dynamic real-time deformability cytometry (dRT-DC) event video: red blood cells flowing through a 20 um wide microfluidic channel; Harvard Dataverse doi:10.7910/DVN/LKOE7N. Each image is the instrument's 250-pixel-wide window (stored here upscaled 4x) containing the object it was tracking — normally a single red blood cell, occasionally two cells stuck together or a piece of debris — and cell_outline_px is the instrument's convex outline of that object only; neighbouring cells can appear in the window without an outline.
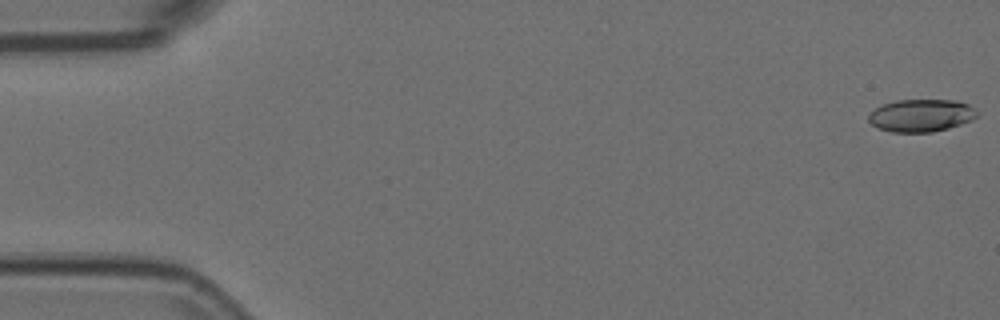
{"species": "Egyptian fruit bat (a non-hibernating species)", "species_latin": "Rousettus aegyptiacus", "temperature_condition": "room temperature", "stored_images_in_passage": 55, "camera_frame_rate_fps": 3000, "um_per_image_px": 0.085, "animal": {"sex": "female"}, "frame": {"image": 1, "passage_image": 1, "time_ms": 0.0, "image_size_px": [1000, 320], "cell_outline_px": [[976, 116], [972, 120], [948, 128], [932, 132], [892, 132], [880, 128], [872, 124], [868, 120], [868, 116], [876, 108], [884, 104], [896, 100], [956, 100], [968, 104], [976, 112]], "centroid_in_image_um": [78.29, 9.81], "position_along_channel_um": 6.7, "area_um2": 20.29}}
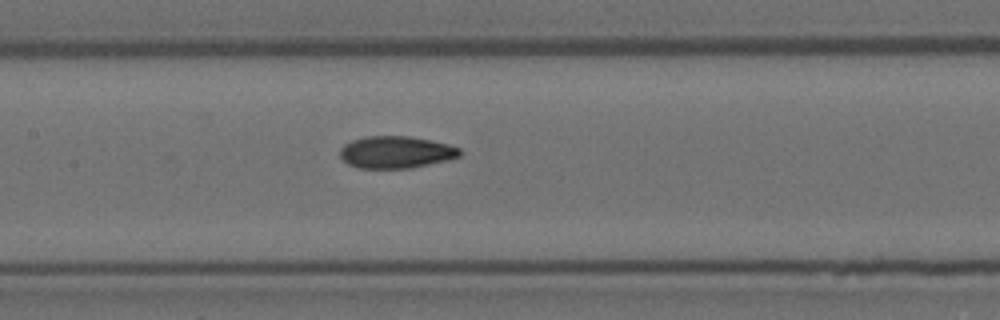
{"frame": {"image": 2, "passage_image": 26, "time_ms": 8.333, "image_size_px": [1000, 320], "cell_outline_px": [[460, 156], [412, 168], [360, 168], [348, 164], [340, 156], [340, 148], [344, 144], [352, 140], [364, 136], [408, 136], [448, 144], [460, 148]], "centroid_in_image_um": [33.61, 12.93], "position_along_channel_um": 173.8, "area_um2": 22.2}}
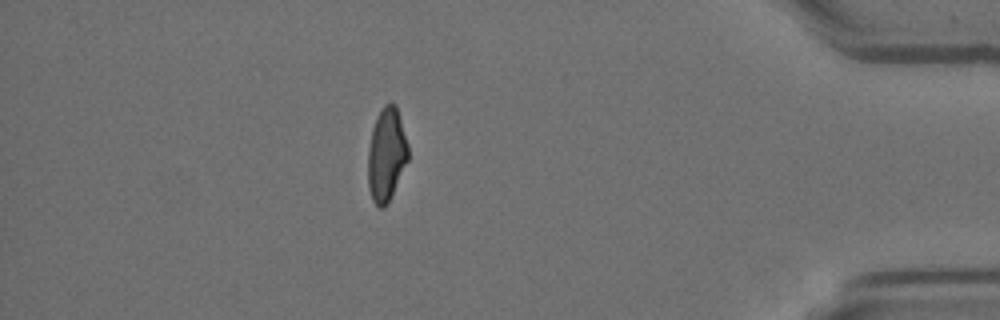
{"frame": {"image": 3, "passage_image": 48, "time_ms": 15.667, "image_size_px": [1000, 320], "cell_outline_px": [[408, 160], [384, 208], [380, 208], [372, 200], [368, 184], [368, 152], [372, 128], [384, 104], [396, 104], [408, 144]], "centroid_in_image_um": [32.84, 13.13], "position_along_channel_um": 402.4, "area_um2": 21.39}, "authors_computed_cell_mechanics": {"area_um2": 22.0796, "velocity_mm_per_s": 3.7333, "shape_relaxation_time_tau1_ms": 10.9543, "shape_relaxation_time_tau2_ms": 3.1494, "deformation_change_tau1": 0.2661, "deformation_change_tau2": 0.0957}}